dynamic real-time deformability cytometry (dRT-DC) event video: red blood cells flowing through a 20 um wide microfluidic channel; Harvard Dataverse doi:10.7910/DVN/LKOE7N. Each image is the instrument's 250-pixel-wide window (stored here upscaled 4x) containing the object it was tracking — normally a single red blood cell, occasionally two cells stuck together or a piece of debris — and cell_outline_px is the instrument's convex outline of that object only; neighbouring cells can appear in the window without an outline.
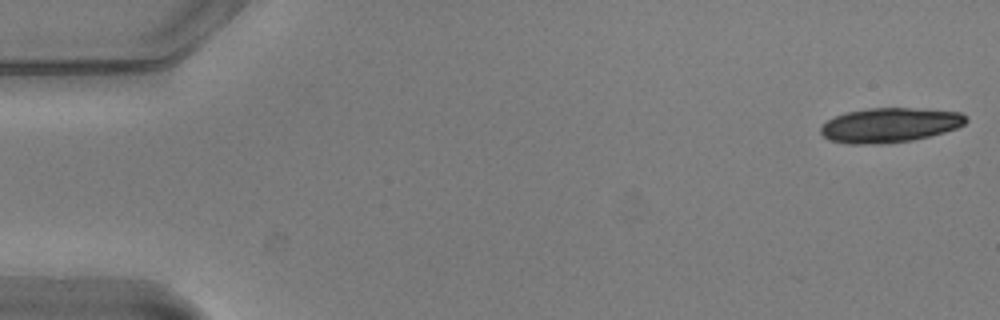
{"species": "common noctule bat (a hibernating species)", "species_latin": "Nyctalus noctula", "temperature_condition": "warm", "stored_images_in_passage": 18, "camera_frame_rate_fps": 3000, "um_per_image_px": 0.085, "animal": {"sex": "male", "body_mass_g": 20.5, "forearm_length_mm": 52.5}, "frame": {"image": 1, "passage_image": 1, "time_ms": 0.0, "image_size_px": [1000, 320], "cell_outline_px": [[968, 120], [964, 124], [956, 128], [944, 132], [912, 140], [884, 144], [848, 144], [828, 140], [820, 132], [820, 128], [828, 120], [836, 116], [848, 112], [868, 108], [924, 108], [960, 112]], "centroid_in_image_um": [75.63, 10.63], "position_along_channel_um": 9.4, "area_um2": 29.3}}